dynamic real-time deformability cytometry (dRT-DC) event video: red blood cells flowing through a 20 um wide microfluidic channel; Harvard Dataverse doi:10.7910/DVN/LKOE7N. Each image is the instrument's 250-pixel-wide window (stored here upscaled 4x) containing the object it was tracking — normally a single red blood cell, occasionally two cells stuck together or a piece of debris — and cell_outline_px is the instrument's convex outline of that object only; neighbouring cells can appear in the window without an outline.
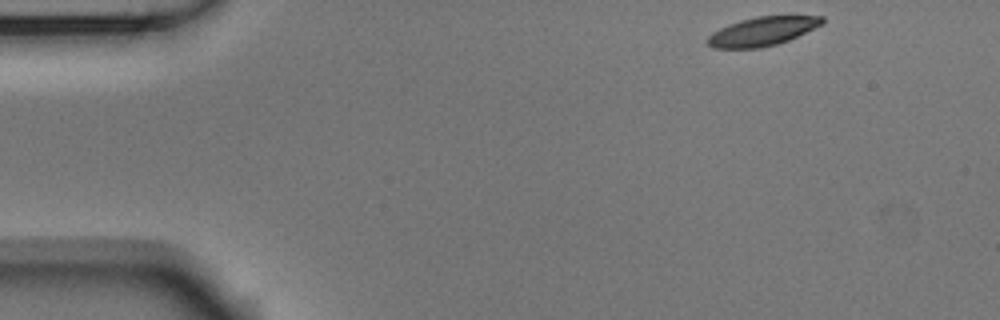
{"species": "Egyptian fruit bat (a non-hibernating species)", "species_latin": "Rousettus aegyptiacus", "temperature_condition": "room temperature", "stored_images_in_passage": 48, "camera_frame_rate_fps": 3000, "um_per_image_px": 0.085, "animal": {"sex": "male"}, "frame": {"image": 1, "passage_image": 1, "time_ms": 0.0, "image_size_px": [1000, 320], "cell_outline_px": [[824, 20], [820, 24], [788, 40], [776, 44], [760, 48], [712, 48], [708, 44], [708, 36], [712, 32], [728, 24], [740, 20], [756, 16], [824, 16]], "centroid_in_image_um": [64.74, 2.66], "position_along_channel_um": 20.3, "area_um2": 18.9}}
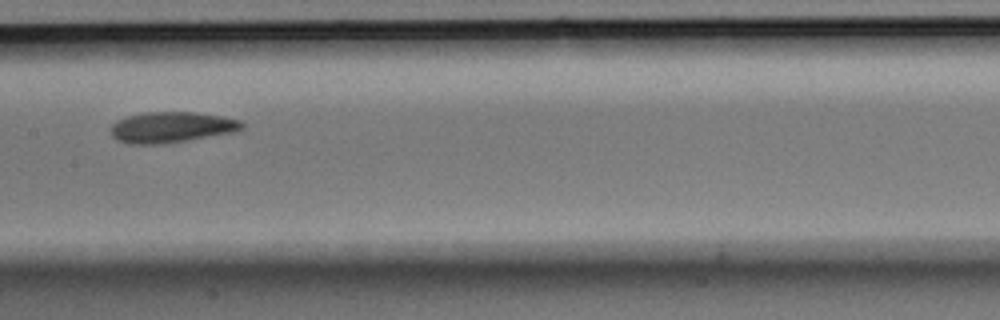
{"frame": {"image": 2, "passage_image": 21, "time_ms": 6.667, "image_size_px": [1000, 320], "cell_outline_px": [[244, 128], [236, 132], [164, 144], [128, 144], [116, 140], [112, 136], [112, 124], [128, 116], [144, 112], [192, 112], [220, 116], [240, 120], [244, 124]], "centroid_in_image_um": [14.6, 10.83], "position_along_channel_um": 192.8, "area_um2": 23.52}}
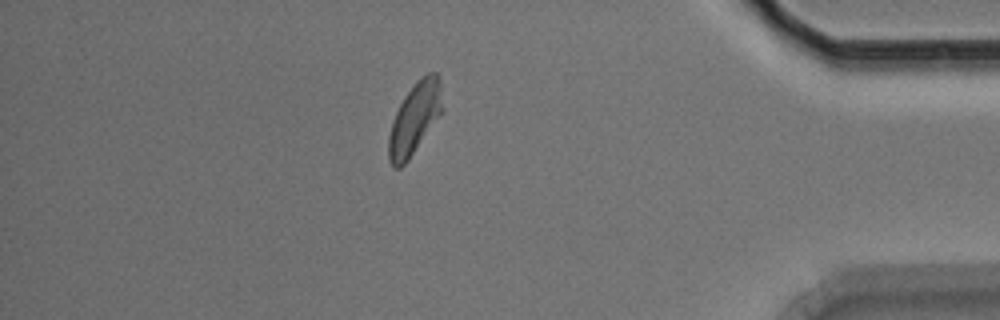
{"frame": {"image": 3, "passage_image": 41, "time_ms": 13.333, "image_size_px": [1000, 320], "cell_outline_px": [[444, 108], [408, 160], [400, 168], [392, 168], [388, 160], [388, 136], [392, 120], [404, 96], [416, 80], [420, 76], [428, 72], [436, 72], [440, 80]], "centroid_in_image_um": [35.23, 10.04], "position_along_channel_um": 400.0, "area_um2": 22.48}, "authors_computed_cell_mechanics": {"area_um2": 22.3686, "velocity_mm_per_s": 3.6661, "shape_relaxation_time_tau1_ms": 3.186, "shape_relaxation_time_tau2_ms": 4.096, "deformation_change_tau1": 0.1379, "deformation_change_tau2": 0.1193}}